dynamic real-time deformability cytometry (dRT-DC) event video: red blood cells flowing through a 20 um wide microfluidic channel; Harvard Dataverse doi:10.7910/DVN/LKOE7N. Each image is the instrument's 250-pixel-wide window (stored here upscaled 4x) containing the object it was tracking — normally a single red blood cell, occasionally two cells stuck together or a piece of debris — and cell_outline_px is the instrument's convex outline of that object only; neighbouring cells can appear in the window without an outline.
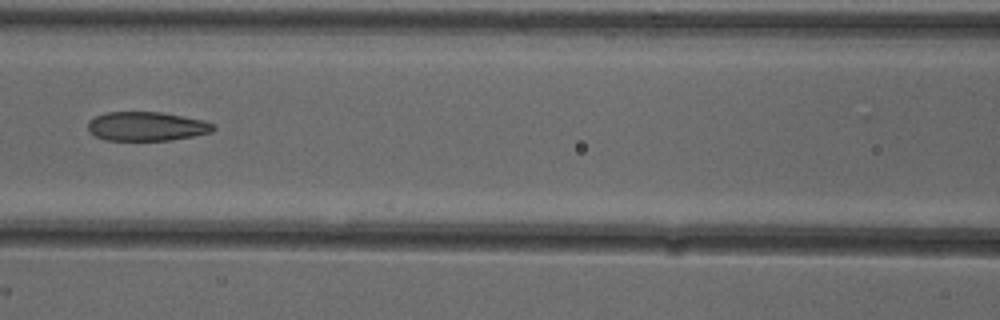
{"species": "common noctule bat (a hibernating species)", "species_latin": "Nyctalus noctula", "temperature_condition": "cold", "stored_images_in_passage": 3, "camera_frame_rate_fps": 3000, "um_per_image_px": 0.085, "animal": {"sex": "female"}, "frame": {"image": 1, "passage_image": 3, "time_ms": 0.667, "image_size_px": [1000, 320], "cell_outline_px": [[216, 128], [212, 132], [172, 140], [104, 140], [88, 132], [88, 120], [96, 116], [108, 112], [160, 112], [204, 120], [216, 124]], "centroid_in_image_um": [12.47, 10.74], "position_along_channel_um": 154.1, "area_um2": 21.33}}